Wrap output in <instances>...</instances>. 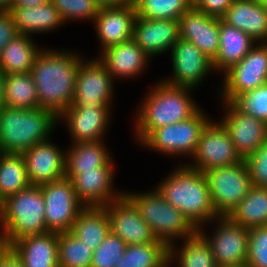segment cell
Returning <instances> with one entry per match:
<instances>
[{
	"mask_svg": "<svg viewBox=\"0 0 267 267\" xmlns=\"http://www.w3.org/2000/svg\"><path fill=\"white\" fill-rule=\"evenodd\" d=\"M84 58L76 50L43 47L31 70L39 107L59 116L72 105L76 75Z\"/></svg>",
	"mask_w": 267,
	"mask_h": 267,
	"instance_id": "cell-1",
	"label": "cell"
},
{
	"mask_svg": "<svg viewBox=\"0 0 267 267\" xmlns=\"http://www.w3.org/2000/svg\"><path fill=\"white\" fill-rule=\"evenodd\" d=\"M145 92L134 114L133 136L140 144L153 130L192 117L202 106L193 99L195 89L156 80ZM192 95V96H191Z\"/></svg>",
	"mask_w": 267,
	"mask_h": 267,
	"instance_id": "cell-2",
	"label": "cell"
},
{
	"mask_svg": "<svg viewBox=\"0 0 267 267\" xmlns=\"http://www.w3.org/2000/svg\"><path fill=\"white\" fill-rule=\"evenodd\" d=\"M175 166L154 186L163 198L198 229L210 226L218 215L214 210L211 192L203 172L183 163ZM208 223V224H207Z\"/></svg>",
	"mask_w": 267,
	"mask_h": 267,
	"instance_id": "cell-3",
	"label": "cell"
},
{
	"mask_svg": "<svg viewBox=\"0 0 267 267\" xmlns=\"http://www.w3.org/2000/svg\"><path fill=\"white\" fill-rule=\"evenodd\" d=\"M58 116L51 110L0 109V152L22 154L32 146L46 141L58 126Z\"/></svg>",
	"mask_w": 267,
	"mask_h": 267,
	"instance_id": "cell-4",
	"label": "cell"
},
{
	"mask_svg": "<svg viewBox=\"0 0 267 267\" xmlns=\"http://www.w3.org/2000/svg\"><path fill=\"white\" fill-rule=\"evenodd\" d=\"M154 189L127 191L124 194L135 204L141 217L149 225L156 239L167 247L194 236L198 229L189 219Z\"/></svg>",
	"mask_w": 267,
	"mask_h": 267,
	"instance_id": "cell-5",
	"label": "cell"
},
{
	"mask_svg": "<svg viewBox=\"0 0 267 267\" xmlns=\"http://www.w3.org/2000/svg\"><path fill=\"white\" fill-rule=\"evenodd\" d=\"M0 231L10 245L24 237L48 232L40 186L30 185L0 203Z\"/></svg>",
	"mask_w": 267,
	"mask_h": 267,
	"instance_id": "cell-6",
	"label": "cell"
},
{
	"mask_svg": "<svg viewBox=\"0 0 267 267\" xmlns=\"http://www.w3.org/2000/svg\"><path fill=\"white\" fill-rule=\"evenodd\" d=\"M202 107L189 119L153 130L139 145L174 158L194 155L201 131L211 120Z\"/></svg>",
	"mask_w": 267,
	"mask_h": 267,
	"instance_id": "cell-7",
	"label": "cell"
},
{
	"mask_svg": "<svg viewBox=\"0 0 267 267\" xmlns=\"http://www.w3.org/2000/svg\"><path fill=\"white\" fill-rule=\"evenodd\" d=\"M222 75L224 78L222 76L217 88V98L221 102H237L247 93L267 84V42L256 43L241 61Z\"/></svg>",
	"mask_w": 267,
	"mask_h": 267,
	"instance_id": "cell-8",
	"label": "cell"
},
{
	"mask_svg": "<svg viewBox=\"0 0 267 267\" xmlns=\"http://www.w3.org/2000/svg\"><path fill=\"white\" fill-rule=\"evenodd\" d=\"M214 210L218 216H229L253 187L246 161L203 172Z\"/></svg>",
	"mask_w": 267,
	"mask_h": 267,
	"instance_id": "cell-9",
	"label": "cell"
},
{
	"mask_svg": "<svg viewBox=\"0 0 267 267\" xmlns=\"http://www.w3.org/2000/svg\"><path fill=\"white\" fill-rule=\"evenodd\" d=\"M212 232L204 227L198 233L210 245L212 255L218 267H233L246 264L249 242V230L234 222L229 216H218L210 222Z\"/></svg>",
	"mask_w": 267,
	"mask_h": 267,
	"instance_id": "cell-10",
	"label": "cell"
},
{
	"mask_svg": "<svg viewBox=\"0 0 267 267\" xmlns=\"http://www.w3.org/2000/svg\"><path fill=\"white\" fill-rule=\"evenodd\" d=\"M243 158L235 149L230 134L223 124L211 117L201 131L197 149L186 164L200 172L241 162Z\"/></svg>",
	"mask_w": 267,
	"mask_h": 267,
	"instance_id": "cell-11",
	"label": "cell"
},
{
	"mask_svg": "<svg viewBox=\"0 0 267 267\" xmlns=\"http://www.w3.org/2000/svg\"><path fill=\"white\" fill-rule=\"evenodd\" d=\"M45 201V221L49 232H69L85 206L78 200L73 183L64 177L39 185Z\"/></svg>",
	"mask_w": 267,
	"mask_h": 267,
	"instance_id": "cell-12",
	"label": "cell"
},
{
	"mask_svg": "<svg viewBox=\"0 0 267 267\" xmlns=\"http://www.w3.org/2000/svg\"><path fill=\"white\" fill-rule=\"evenodd\" d=\"M85 59L76 75L71 106H113L116 80L97 57Z\"/></svg>",
	"mask_w": 267,
	"mask_h": 267,
	"instance_id": "cell-13",
	"label": "cell"
},
{
	"mask_svg": "<svg viewBox=\"0 0 267 267\" xmlns=\"http://www.w3.org/2000/svg\"><path fill=\"white\" fill-rule=\"evenodd\" d=\"M169 53L172 74L161 79L167 84L196 89L214 73L212 60L193 43L180 38Z\"/></svg>",
	"mask_w": 267,
	"mask_h": 267,
	"instance_id": "cell-14",
	"label": "cell"
},
{
	"mask_svg": "<svg viewBox=\"0 0 267 267\" xmlns=\"http://www.w3.org/2000/svg\"><path fill=\"white\" fill-rule=\"evenodd\" d=\"M223 116L218 120L230 134L235 149L245 159L267 141V123L248 114L236 102H221Z\"/></svg>",
	"mask_w": 267,
	"mask_h": 267,
	"instance_id": "cell-15",
	"label": "cell"
},
{
	"mask_svg": "<svg viewBox=\"0 0 267 267\" xmlns=\"http://www.w3.org/2000/svg\"><path fill=\"white\" fill-rule=\"evenodd\" d=\"M113 106H70L58 116L66 125L71 143L106 140ZM61 121V122H60Z\"/></svg>",
	"mask_w": 267,
	"mask_h": 267,
	"instance_id": "cell-16",
	"label": "cell"
},
{
	"mask_svg": "<svg viewBox=\"0 0 267 267\" xmlns=\"http://www.w3.org/2000/svg\"><path fill=\"white\" fill-rule=\"evenodd\" d=\"M103 208L109 216L111 232L127 245L152 243L157 240L135 204L125 194Z\"/></svg>",
	"mask_w": 267,
	"mask_h": 267,
	"instance_id": "cell-17",
	"label": "cell"
},
{
	"mask_svg": "<svg viewBox=\"0 0 267 267\" xmlns=\"http://www.w3.org/2000/svg\"><path fill=\"white\" fill-rule=\"evenodd\" d=\"M61 148L50 138L22 153L30 185L39 186L65 177L66 149Z\"/></svg>",
	"mask_w": 267,
	"mask_h": 267,
	"instance_id": "cell-18",
	"label": "cell"
},
{
	"mask_svg": "<svg viewBox=\"0 0 267 267\" xmlns=\"http://www.w3.org/2000/svg\"><path fill=\"white\" fill-rule=\"evenodd\" d=\"M137 18L134 4L101 7L93 21L99 40V53L108 47L133 39Z\"/></svg>",
	"mask_w": 267,
	"mask_h": 267,
	"instance_id": "cell-19",
	"label": "cell"
},
{
	"mask_svg": "<svg viewBox=\"0 0 267 267\" xmlns=\"http://www.w3.org/2000/svg\"><path fill=\"white\" fill-rule=\"evenodd\" d=\"M179 39L178 20L141 17L135 20L133 40L153 61L163 53L169 54Z\"/></svg>",
	"mask_w": 267,
	"mask_h": 267,
	"instance_id": "cell-20",
	"label": "cell"
},
{
	"mask_svg": "<svg viewBox=\"0 0 267 267\" xmlns=\"http://www.w3.org/2000/svg\"><path fill=\"white\" fill-rule=\"evenodd\" d=\"M97 54V59L116 81L141 77L151 62V58L133 39L108 47Z\"/></svg>",
	"mask_w": 267,
	"mask_h": 267,
	"instance_id": "cell-21",
	"label": "cell"
},
{
	"mask_svg": "<svg viewBox=\"0 0 267 267\" xmlns=\"http://www.w3.org/2000/svg\"><path fill=\"white\" fill-rule=\"evenodd\" d=\"M116 170L83 171L71 181L78 200L87 207H105L120 198L123 190L115 186Z\"/></svg>",
	"mask_w": 267,
	"mask_h": 267,
	"instance_id": "cell-22",
	"label": "cell"
},
{
	"mask_svg": "<svg viewBox=\"0 0 267 267\" xmlns=\"http://www.w3.org/2000/svg\"><path fill=\"white\" fill-rule=\"evenodd\" d=\"M182 40L196 45L211 60L219 51V18L206 15L192 5L179 19Z\"/></svg>",
	"mask_w": 267,
	"mask_h": 267,
	"instance_id": "cell-23",
	"label": "cell"
},
{
	"mask_svg": "<svg viewBox=\"0 0 267 267\" xmlns=\"http://www.w3.org/2000/svg\"><path fill=\"white\" fill-rule=\"evenodd\" d=\"M114 162L105 140L71 143L66 149L65 177L71 180L83 171L116 170Z\"/></svg>",
	"mask_w": 267,
	"mask_h": 267,
	"instance_id": "cell-24",
	"label": "cell"
},
{
	"mask_svg": "<svg viewBox=\"0 0 267 267\" xmlns=\"http://www.w3.org/2000/svg\"><path fill=\"white\" fill-rule=\"evenodd\" d=\"M222 20L256 43L267 42V7L255 0H234Z\"/></svg>",
	"mask_w": 267,
	"mask_h": 267,
	"instance_id": "cell-25",
	"label": "cell"
},
{
	"mask_svg": "<svg viewBox=\"0 0 267 267\" xmlns=\"http://www.w3.org/2000/svg\"><path fill=\"white\" fill-rule=\"evenodd\" d=\"M9 12L20 34L36 36L65 26L60 13L51 2L31 7H12Z\"/></svg>",
	"mask_w": 267,
	"mask_h": 267,
	"instance_id": "cell-26",
	"label": "cell"
},
{
	"mask_svg": "<svg viewBox=\"0 0 267 267\" xmlns=\"http://www.w3.org/2000/svg\"><path fill=\"white\" fill-rule=\"evenodd\" d=\"M24 267H59L58 233L27 236L11 244Z\"/></svg>",
	"mask_w": 267,
	"mask_h": 267,
	"instance_id": "cell-27",
	"label": "cell"
},
{
	"mask_svg": "<svg viewBox=\"0 0 267 267\" xmlns=\"http://www.w3.org/2000/svg\"><path fill=\"white\" fill-rule=\"evenodd\" d=\"M219 42V51L212 60V67L214 73L221 75L241 61L256 44L246 33L228 25L222 19H219Z\"/></svg>",
	"mask_w": 267,
	"mask_h": 267,
	"instance_id": "cell-28",
	"label": "cell"
},
{
	"mask_svg": "<svg viewBox=\"0 0 267 267\" xmlns=\"http://www.w3.org/2000/svg\"><path fill=\"white\" fill-rule=\"evenodd\" d=\"M33 37L19 33L3 48L0 53V69L5 75L31 72L36 57L43 49Z\"/></svg>",
	"mask_w": 267,
	"mask_h": 267,
	"instance_id": "cell-29",
	"label": "cell"
},
{
	"mask_svg": "<svg viewBox=\"0 0 267 267\" xmlns=\"http://www.w3.org/2000/svg\"><path fill=\"white\" fill-rule=\"evenodd\" d=\"M179 244L168 247V267H218L210 245L198 232Z\"/></svg>",
	"mask_w": 267,
	"mask_h": 267,
	"instance_id": "cell-30",
	"label": "cell"
},
{
	"mask_svg": "<svg viewBox=\"0 0 267 267\" xmlns=\"http://www.w3.org/2000/svg\"><path fill=\"white\" fill-rule=\"evenodd\" d=\"M110 231L109 216L103 207H85L69 232L94 251Z\"/></svg>",
	"mask_w": 267,
	"mask_h": 267,
	"instance_id": "cell-31",
	"label": "cell"
},
{
	"mask_svg": "<svg viewBox=\"0 0 267 267\" xmlns=\"http://www.w3.org/2000/svg\"><path fill=\"white\" fill-rule=\"evenodd\" d=\"M229 217L248 230L267 226V187L253 185Z\"/></svg>",
	"mask_w": 267,
	"mask_h": 267,
	"instance_id": "cell-32",
	"label": "cell"
},
{
	"mask_svg": "<svg viewBox=\"0 0 267 267\" xmlns=\"http://www.w3.org/2000/svg\"><path fill=\"white\" fill-rule=\"evenodd\" d=\"M4 105L18 109H38V98L33 75L6 74L3 88Z\"/></svg>",
	"mask_w": 267,
	"mask_h": 267,
	"instance_id": "cell-33",
	"label": "cell"
},
{
	"mask_svg": "<svg viewBox=\"0 0 267 267\" xmlns=\"http://www.w3.org/2000/svg\"><path fill=\"white\" fill-rule=\"evenodd\" d=\"M30 186L23 154L0 153V203Z\"/></svg>",
	"mask_w": 267,
	"mask_h": 267,
	"instance_id": "cell-34",
	"label": "cell"
},
{
	"mask_svg": "<svg viewBox=\"0 0 267 267\" xmlns=\"http://www.w3.org/2000/svg\"><path fill=\"white\" fill-rule=\"evenodd\" d=\"M115 267H168V247L159 240L127 245Z\"/></svg>",
	"mask_w": 267,
	"mask_h": 267,
	"instance_id": "cell-35",
	"label": "cell"
},
{
	"mask_svg": "<svg viewBox=\"0 0 267 267\" xmlns=\"http://www.w3.org/2000/svg\"><path fill=\"white\" fill-rule=\"evenodd\" d=\"M137 17L178 20L192 5L193 0H134Z\"/></svg>",
	"mask_w": 267,
	"mask_h": 267,
	"instance_id": "cell-36",
	"label": "cell"
},
{
	"mask_svg": "<svg viewBox=\"0 0 267 267\" xmlns=\"http://www.w3.org/2000/svg\"><path fill=\"white\" fill-rule=\"evenodd\" d=\"M93 250L71 232L58 233L59 267H91Z\"/></svg>",
	"mask_w": 267,
	"mask_h": 267,
	"instance_id": "cell-37",
	"label": "cell"
},
{
	"mask_svg": "<svg viewBox=\"0 0 267 267\" xmlns=\"http://www.w3.org/2000/svg\"><path fill=\"white\" fill-rule=\"evenodd\" d=\"M50 2L60 13L65 24L70 21L93 22L101 9L97 0H51Z\"/></svg>",
	"mask_w": 267,
	"mask_h": 267,
	"instance_id": "cell-38",
	"label": "cell"
},
{
	"mask_svg": "<svg viewBox=\"0 0 267 267\" xmlns=\"http://www.w3.org/2000/svg\"><path fill=\"white\" fill-rule=\"evenodd\" d=\"M127 244L111 231L101 245L93 251L91 267H115Z\"/></svg>",
	"mask_w": 267,
	"mask_h": 267,
	"instance_id": "cell-39",
	"label": "cell"
},
{
	"mask_svg": "<svg viewBox=\"0 0 267 267\" xmlns=\"http://www.w3.org/2000/svg\"><path fill=\"white\" fill-rule=\"evenodd\" d=\"M246 265L267 267V226L249 229Z\"/></svg>",
	"mask_w": 267,
	"mask_h": 267,
	"instance_id": "cell-40",
	"label": "cell"
},
{
	"mask_svg": "<svg viewBox=\"0 0 267 267\" xmlns=\"http://www.w3.org/2000/svg\"><path fill=\"white\" fill-rule=\"evenodd\" d=\"M236 103L248 114L267 123V84L247 93Z\"/></svg>",
	"mask_w": 267,
	"mask_h": 267,
	"instance_id": "cell-41",
	"label": "cell"
},
{
	"mask_svg": "<svg viewBox=\"0 0 267 267\" xmlns=\"http://www.w3.org/2000/svg\"><path fill=\"white\" fill-rule=\"evenodd\" d=\"M244 160L247 163L253 185L267 187V141Z\"/></svg>",
	"mask_w": 267,
	"mask_h": 267,
	"instance_id": "cell-42",
	"label": "cell"
},
{
	"mask_svg": "<svg viewBox=\"0 0 267 267\" xmlns=\"http://www.w3.org/2000/svg\"><path fill=\"white\" fill-rule=\"evenodd\" d=\"M234 0H193V5L206 15L222 19Z\"/></svg>",
	"mask_w": 267,
	"mask_h": 267,
	"instance_id": "cell-43",
	"label": "cell"
},
{
	"mask_svg": "<svg viewBox=\"0 0 267 267\" xmlns=\"http://www.w3.org/2000/svg\"><path fill=\"white\" fill-rule=\"evenodd\" d=\"M17 34L19 33L11 13L9 11L0 10V53L8 42H11Z\"/></svg>",
	"mask_w": 267,
	"mask_h": 267,
	"instance_id": "cell-44",
	"label": "cell"
},
{
	"mask_svg": "<svg viewBox=\"0 0 267 267\" xmlns=\"http://www.w3.org/2000/svg\"><path fill=\"white\" fill-rule=\"evenodd\" d=\"M0 267H24L23 260L11 245L1 255Z\"/></svg>",
	"mask_w": 267,
	"mask_h": 267,
	"instance_id": "cell-45",
	"label": "cell"
},
{
	"mask_svg": "<svg viewBox=\"0 0 267 267\" xmlns=\"http://www.w3.org/2000/svg\"><path fill=\"white\" fill-rule=\"evenodd\" d=\"M101 7L124 6L133 4L134 0H97Z\"/></svg>",
	"mask_w": 267,
	"mask_h": 267,
	"instance_id": "cell-46",
	"label": "cell"
},
{
	"mask_svg": "<svg viewBox=\"0 0 267 267\" xmlns=\"http://www.w3.org/2000/svg\"><path fill=\"white\" fill-rule=\"evenodd\" d=\"M51 0H15L12 7H31L50 2Z\"/></svg>",
	"mask_w": 267,
	"mask_h": 267,
	"instance_id": "cell-47",
	"label": "cell"
},
{
	"mask_svg": "<svg viewBox=\"0 0 267 267\" xmlns=\"http://www.w3.org/2000/svg\"><path fill=\"white\" fill-rule=\"evenodd\" d=\"M9 246L10 243L5 238V235L0 231V257Z\"/></svg>",
	"mask_w": 267,
	"mask_h": 267,
	"instance_id": "cell-48",
	"label": "cell"
},
{
	"mask_svg": "<svg viewBox=\"0 0 267 267\" xmlns=\"http://www.w3.org/2000/svg\"><path fill=\"white\" fill-rule=\"evenodd\" d=\"M4 77L5 74L0 69V109L4 106V101H3Z\"/></svg>",
	"mask_w": 267,
	"mask_h": 267,
	"instance_id": "cell-49",
	"label": "cell"
},
{
	"mask_svg": "<svg viewBox=\"0 0 267 267\" xmlns=\"http://www.w3.org/2000/svg\"><path fill=\"white\" fill-rule=\"evenodd\" d=\"M14 2L15 0H0V10L9 11L12 8Z\"/></svg>",
	"mask_w": 267,
	"mask_h": 267,
	"instance_id": "cell-50",
	"label": "cell"
},
{
	"mask_svg": "<svg viewBox=\"0 0 267 267\" xmlns=\"http://www.w3.org/2000/svg\"><path fill=\"white\" fill-rule=\"evenodd\" d=\"M255 1L267 7V0H255Z\"/></svg>",
	"mask_w": 267,
	"mask_h": 267,
	"instance_id": "cell-51",
	"label": "cell"
},
{
	"mask_svg": "<svg viewBox=\"0 0 267 267\" xmlns=\"http://www.w3.org/2000/svg\"><path fill=\"white\" fill-rule=\"evenodd\" d=\"M233 267H248L246 264L241 266H233Z\"/></svg>",
	"mask_w": 267,
	"mask_h": 267,
	"instance_id": "cell-52",
	"label": "cell"
}]
</instances>
